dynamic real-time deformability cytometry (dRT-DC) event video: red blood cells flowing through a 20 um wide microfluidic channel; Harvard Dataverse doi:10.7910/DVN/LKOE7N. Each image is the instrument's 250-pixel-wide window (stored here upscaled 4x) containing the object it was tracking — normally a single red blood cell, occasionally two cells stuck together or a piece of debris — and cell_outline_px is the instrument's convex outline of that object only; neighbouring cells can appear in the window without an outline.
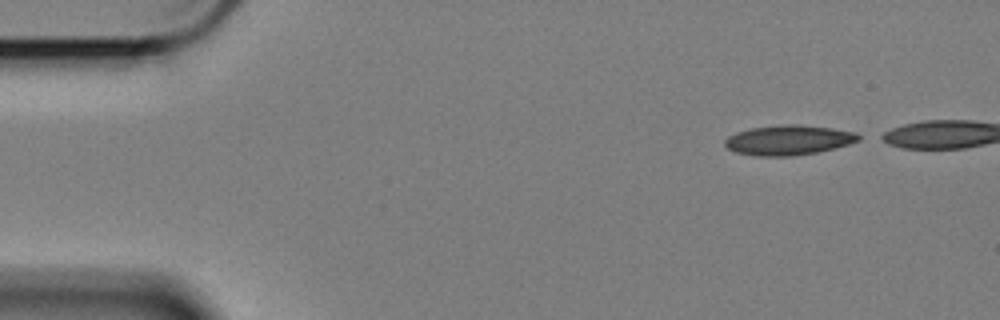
{"species": "Egyptian fruit bat (a non-hibernating species)", "species_latin": "Rousettus aegyptiacus", "temperature_condition": "cold", "stored_images_in_passage": 44, "camera_frame_rate_fps": 3000, "um_per_image_px": 0.085, "animal": {"sex": "female"}, "frame": {"image": 1, "passage_image": 1, "time_ms": 0.0, "image_size_px": [1000, 320], "cell_outline_px": [[864, 136], [860, 140], [848, 144], [816, 152], [792, 156], [756, 156], [736, 152], [728, 148], [724, 144], [724, 140], [728, 136], [736, 132], [752, 128], [780, 124], [796, 124], [832, 128], [856, 132]], "centroid_in_image_um": [67.03, 11.9], "position_along_channel_um": 18.0, "area_um2": 23.29}}
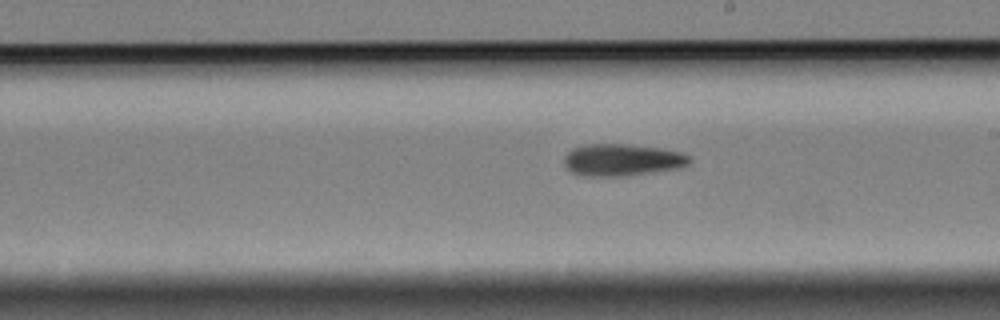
{"frame": {"image": 2, "passage_image": 28, "time_ms": 9.0, "image_size_px": [1000, 320], "cell_outline_px": [[692, 160], [688, 164], [680, 168], [620, 176], [584, 176], [572, 172], [564, 164], [564, 156], [572, 148], [588, 144], [624, 144], [660, 148], [680, 152], [688, 156]], "centroid_in_image_um": [52.86, 13.59], "position_along_channel_um": 236.1, "area_um2": 23.18}}
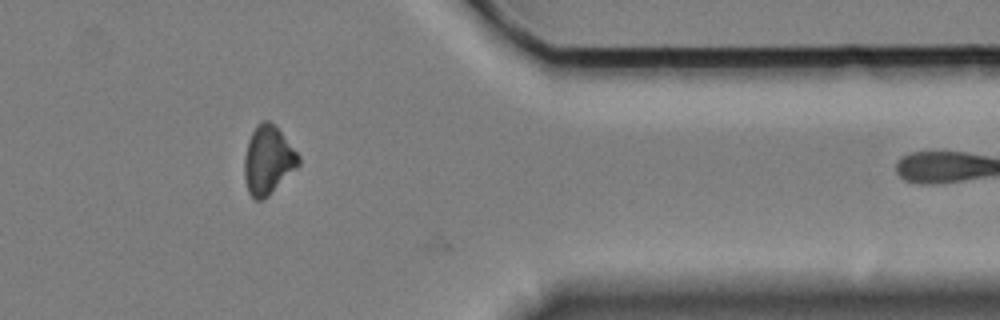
{"frame": {"image": 3, "passage_image": 43, "time_ms": 14.0, "image_size_px": [1000, 320], "cell_outline_px": [[300, 164], [268, 196], [260, 200], [256, 200], [248, 192], [244, 176], [244, 156], [248, 140], [256, 124], [264, 120], [268, 120], [280, 132], [300, 156]], "centroid_in_image_um": [22.76, 13.62], "position_along_channel_um": 388.6, "area_um2": 21.33}}